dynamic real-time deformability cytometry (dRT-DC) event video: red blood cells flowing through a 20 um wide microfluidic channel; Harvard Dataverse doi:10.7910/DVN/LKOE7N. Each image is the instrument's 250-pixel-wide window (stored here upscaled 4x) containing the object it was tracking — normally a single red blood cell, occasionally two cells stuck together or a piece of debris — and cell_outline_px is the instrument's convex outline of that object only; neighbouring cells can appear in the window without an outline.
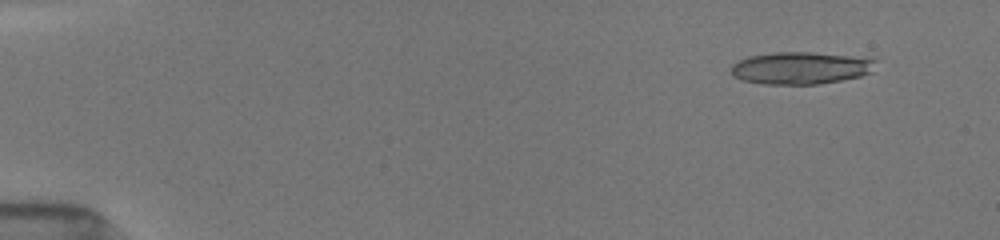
{"species": "common noctule bat (a hibernating species)", "species_latin": "Nyctalus noctula", "temperature_condition": "room temperature", "stored_images_in_passage": 23, "segment_of_instrument_passage": [1, 2], "camera_frame_rate_fps": 3000, "um_per_image_px": 0.085, "animal": {"sex": "female", "body_mass_g": 19.5, "forearm_length_mm": 54.1}, "frame": {"image": 1, "passage_image": 1, "time_ms": 0.0, "image_size_px": [1000, 240], "cell_outline_px": [[876, 60], [872, 72], [860, 76], [840, 80], [816, 84], [760, 84], [740, 80], [732, 76], [732, 64], [748, 56], [776, 52], [812, 52], [848, 56]], "centroid_in_image_um": [67.99, 5.79], "position_along_channel_um": 17.0, "area_um2": 26.99}}
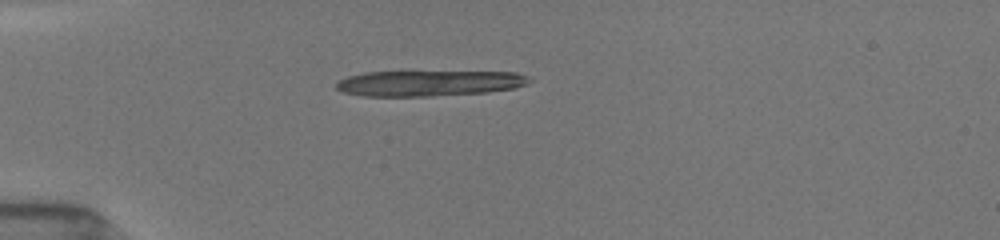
{"frame": {"image": 2, "passage_image": 11, "time_ms": 3.333, "image_size_px": [1000, 240], "cell_outline_px": [[532, 80], [528, 84], [516, 88], [488, 92], [428, 96], [360, 96], [340, 92], [336, 88], [336, 84], [340, 80], [348, 76], [364, 72], [516, 72], [528, 76]], "centroid_in_image_um": [36.47, 7.08], "position_along_channel_um": 48.5, "area_um2": 28.96}}